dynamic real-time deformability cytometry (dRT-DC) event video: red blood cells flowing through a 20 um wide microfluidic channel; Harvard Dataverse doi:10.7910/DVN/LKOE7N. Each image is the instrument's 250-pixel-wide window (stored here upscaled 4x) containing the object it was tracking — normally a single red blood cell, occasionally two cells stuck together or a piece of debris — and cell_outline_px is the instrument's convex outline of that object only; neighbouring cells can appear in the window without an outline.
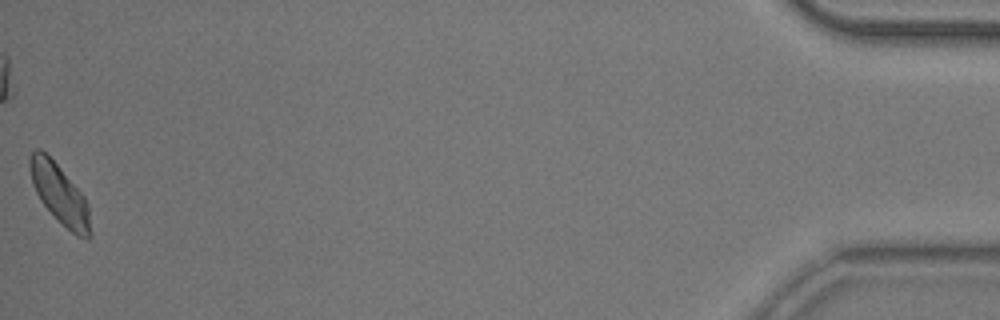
{"species": "common noctule bat (a hibernating species)", "species_latin": "Nyctalus noctula", "temperature_condition": "room temperature", "stored_images_in_passage": 50, "camera_frame_rate_fps": 3000, "um_per_image_px": 0.085, "animal": {"sex": "male", "body_mass_g": 20.5, "forearm_length_mm": 52.5}, "frame": {"image": 1, "passage_image": 50, "time_ms": 16.333, "image_size_px": [1000, 320], "cell_outline_px": [[92, 236], [88, 240], [76, 236], [40, 200], [32, 184], [28, 168], [28, 160], [32, 152], [36, 148], [40, 148], [56, 164], [84, 196], [88, 204], [92, 232]], "centroid_in_image_um": [5.08, 16.51], "position_along_channel_um": 430.1, "area_um2": 20.75}, "authors_computed_cell_mechanics": {"area_um2": 21.386, "velocity_mm_per_s": 3.8278, "shape_relaxation_time_tau1_ms": 3.1156, "shape_relaxation_time_tau2_ms": 9.4548, "deformation_change_tau1": 0.1219, "deformation_change_tau2": 0.1565}}